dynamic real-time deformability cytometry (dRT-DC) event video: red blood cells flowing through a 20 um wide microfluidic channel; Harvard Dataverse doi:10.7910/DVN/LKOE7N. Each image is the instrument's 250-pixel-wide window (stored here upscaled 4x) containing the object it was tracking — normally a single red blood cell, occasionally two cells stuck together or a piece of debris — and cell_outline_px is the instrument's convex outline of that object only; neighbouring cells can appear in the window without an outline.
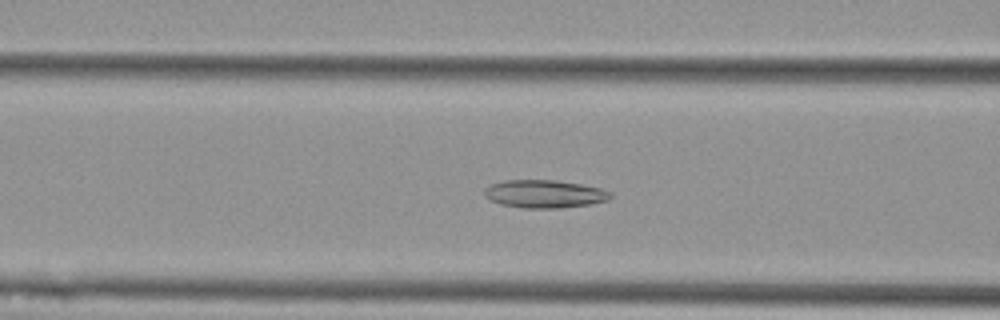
{"species": "Egyptian fruit bat (a non-hibernating species)", "species_latin": "Rousettus aegyptiacus", "temperature_condition": "cold", "stored_images_in_passage": 54, "camera_frame_rate_fps": 3000, "um_per_image_px": 0.085, "animal": {"sex": "female"}, "frame": {"image": 1, "passage_image": 21, "time_ms": 6.667, "image_size_px": [1000, 320], "cell_outline_px": [[612, 196], [608, 200], [592, 204], [560, 208], [520, 208], [500, 204], [488, 200], [484, 196], [484, 192], [492, 184], [504, 180], [556, 180], [580, 184], [600, 188], [612, 192]], "centroid_in_image_um": [46.29, 16.49], "position_along_channel_um": 120.3, "area_um2": 20.63}}
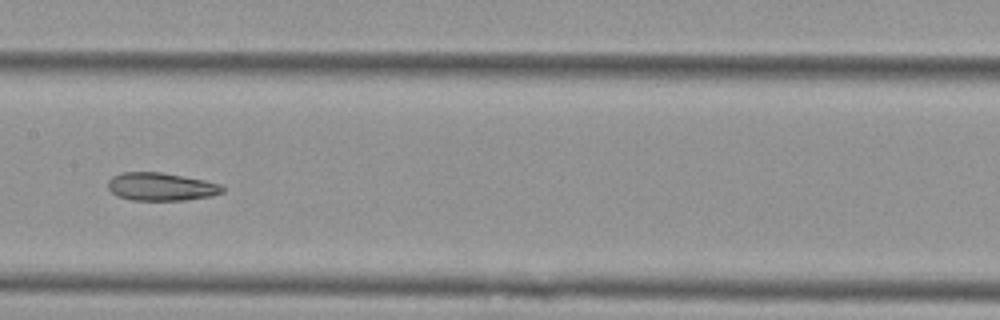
{"frame": {"image": 2, "passage_image": 27, "time_ms": 8.667, "image_size_px": [1000, 320], "cell_outline_px": [[224, 192], [212, 196], [184, 200], [132, 200], [116, 196], [108, 188], [108, 180], [112, 176], [120, 172], [160, 172], [204, 180], [220, 184], [224, 188]], "centroid_in_image_um": [13.67, 15.87], "position_along_channel_um": 193.7, "area_um2": 18.73}}
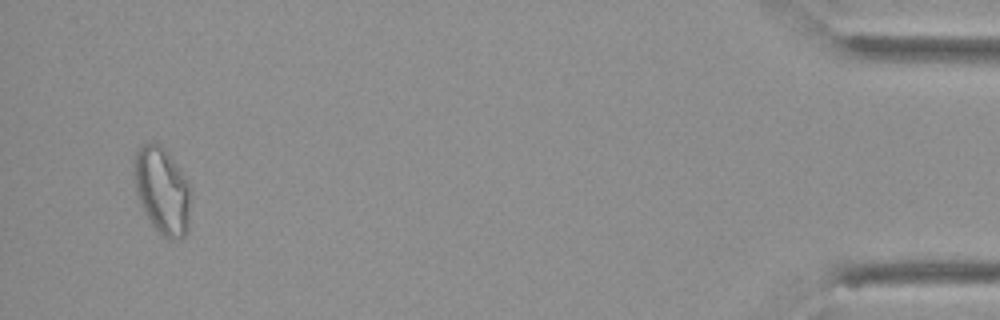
{"frame": {"image": 3, "passage_image": 52, "time_ms": 17.0, "image_size_px": [1000, 320], "cell_outline_px": [[192, 192], [188, 232], [184, 236], [172, 240], [168, 240], [160, 236], [152, 224], [140, 204], [136, 192], [132, 172], [136, 152], [144, 144], [152, 140], [160, 144], [168, 152], [192, 188]], "centroid_in_image_um": [13.8, 16.22], "position_along_channel_um": 421.4, "area_um2": 29.36}, "authors_computed_cell_mechanics": {"area_um2": 22.831, "velocity_mm_per_s": 3.6768, "shape_relaxation_time_tau1_ms": null, "shape_relaxation_time_tau2_ms": 2.6261, "deformation_change_tau1": null, "deformation_change_tau2": 0.0976}}